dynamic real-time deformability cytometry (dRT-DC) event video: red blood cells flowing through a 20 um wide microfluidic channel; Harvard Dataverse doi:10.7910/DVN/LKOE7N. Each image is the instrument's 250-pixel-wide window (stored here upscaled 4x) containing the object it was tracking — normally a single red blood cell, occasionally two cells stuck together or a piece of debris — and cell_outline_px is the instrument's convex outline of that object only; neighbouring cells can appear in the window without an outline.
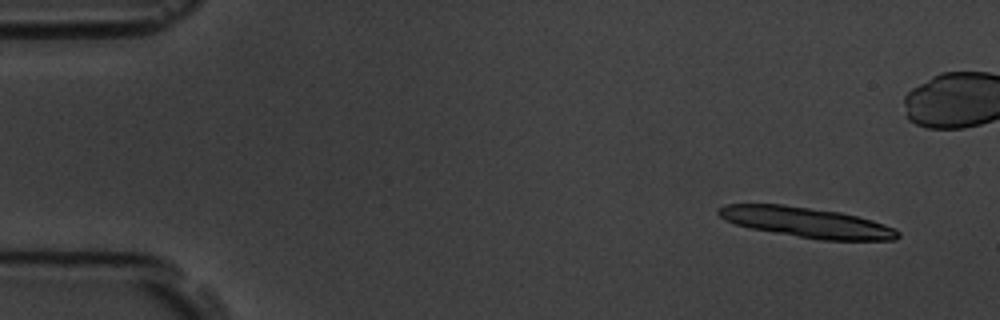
{"species": "common noctule bat (a hibernating species)", "species_latin": "Nyctalus noctula", "temperature_condition": "room temperature", "stored_images_in_passage": 3, "camera_frame_rate_fps": 3000, "um_per_image_px": 0.085, "animal": {"sex": "male", "body_mass_g": 19.5, "forearm_length_mm": 54.6}, "frame": {"image": 1, "passage_image": 1, "time_ms": 0.0, "image_size_px": [1000, 320], "cell_outline_px": [[900, 236], [896, 240], [824, 240], [748, 228], [724, 220], [716, 212], [716, 208], [724, 204], [784, 204], [840, 212], [872, 220], [884, 224], [900, 232]], "centroid_in_image_um": [68.52, 18.89], "position_along_channel_um": 16.5, "area_um2": 31.5}}